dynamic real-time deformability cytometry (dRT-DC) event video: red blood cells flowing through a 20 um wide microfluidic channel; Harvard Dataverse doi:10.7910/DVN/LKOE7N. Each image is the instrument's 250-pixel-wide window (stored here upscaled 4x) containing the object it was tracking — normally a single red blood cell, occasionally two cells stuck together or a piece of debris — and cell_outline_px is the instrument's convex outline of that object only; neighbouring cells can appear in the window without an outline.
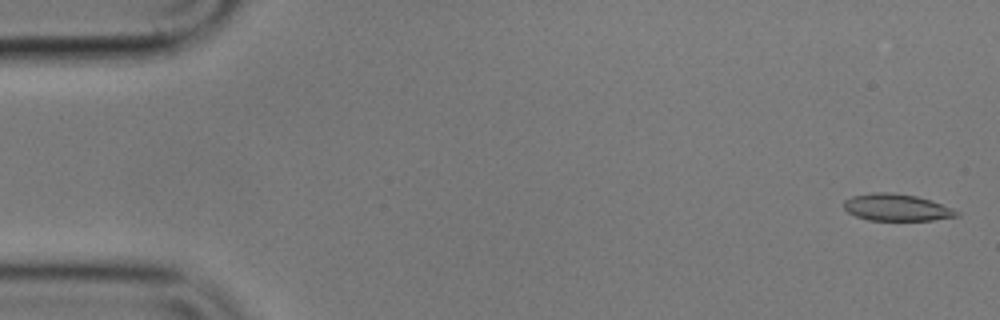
{"species": "common noctule bat (a hibernating species)", "species_latin": "Nyctalus noctula", "temperature_condition": "cold", "stored_images_in_passage": 57, "camera_frame_rate_fps": 3000, "um_per_image_px": 0.085, "animal": {"sex": "male", "body_mass_g": 17.9}, "frame": {"image": 1, "passage_image": 2, "time_ms": 0.333, "image_size_px": [1000, 320], "cell_outline_px": [[960, 216], [932, 220], [868, 220], [856, 216], [848, 212], [844, 208], [844, 200], [852, 196], [872, 192], [888, 192], [916, 196], [952, 208], [960, 212]], "centroid_in_image_um": [76.2, 17.64], "position_along_channel_um": 8.8, "area_um2": 17.57}}
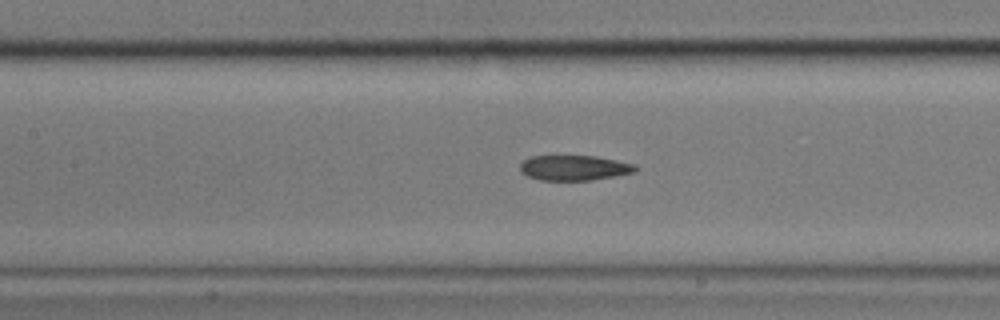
{"frame": {"image": 2, "passage_image": 25, "time_ms": 8.0, "image_size_px": [1000, 320], "cell_outline_px": [[640, 168], [636, 172], [616, 176], [592, 180], [540, 180], [528, 176], [520, 172], [520, 164], [524, 160], [532, 156], [596, 156], [636, 164]], "centroid_in_image_um": [48.85, 14.27], "position_along_channel_um": 158.5, "area_um2": 17.05}}
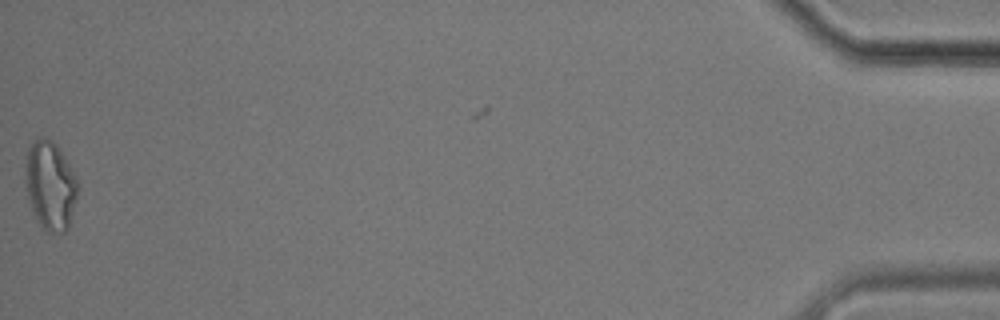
{"frame": {"image": 3, "passage_image": 56, "time_ms": 18.333, "image_size_px": [1000, 320], "cell_outline_px": [[80, 184], [76, 200], [68, 228], [64, 232], [48, 232], [40, 224], [32, 212], [24, 184], [24, 156], [28, 148], [36, 136], [48, 136], [56, 144], [64, 156], [76, 176]], "centroid_in_image_um": [4.24, 15.7], "position_along_channel_um": 431.0, "area_um2": 27.86}, "authors_computed_cell_mechanics": {"area_um2": 17.9758, "velocity_mm_per_s": 3.5866, "shape_relaxation_time_tau1_ms": null, "shape_relaxation_time_tau2_ms": 6.785, "deformation_change_tau1": null, "deformation_change_tau2": 0.1445}}